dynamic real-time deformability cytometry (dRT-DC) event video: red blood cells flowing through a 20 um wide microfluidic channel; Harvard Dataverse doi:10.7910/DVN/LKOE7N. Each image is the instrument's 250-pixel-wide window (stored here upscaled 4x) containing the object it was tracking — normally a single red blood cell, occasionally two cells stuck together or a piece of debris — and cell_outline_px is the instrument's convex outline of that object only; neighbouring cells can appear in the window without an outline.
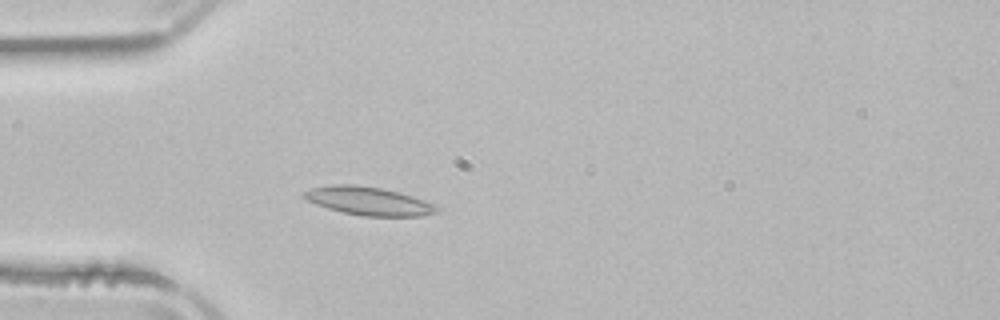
{"species": "common noctule bat (a hibernating species)", "species_latin": "Nyctalus noctula", "temperature_condition": "room temperature", "stored_images_in_passage": 51, "camera_frame_rate_fps": 3000, "um_per_image_px": 0.085, "animal": {"sex": "male", "body_mass_g": 21.5, "forearm_length_mm": 52.0}, "frame": {"image": 1, "passage_image": 14, "time_ms": 4.333, "image_size_px": [1000, 320], "cell_outline_px": [[440, 208], [436, 212], [420, 216], [364, 216], [344, 212], [328, 208], [316, 204], [300, 196], [304, 192], [312, 188], [332, 184], [356, 184], [380, 188], [400, 192], [412, 196], [432, 204]], "centroid_in_image_um": [31.3, 17.08], "position_along_channel_um": 53.7, "area_um2": 21.68}}
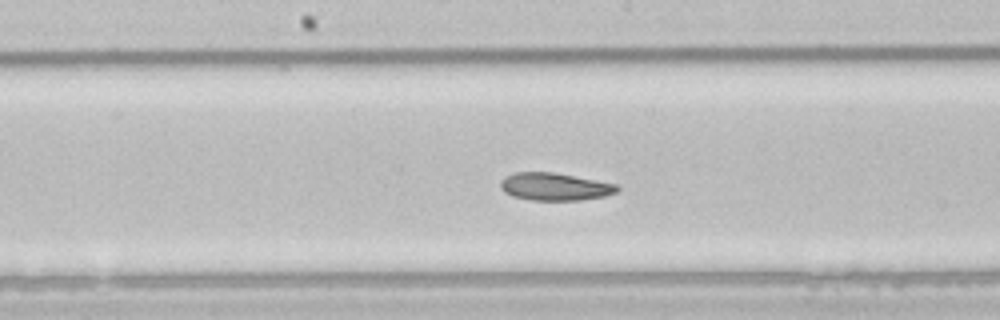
{"frame": {"image": 2, "passage_image": 26, "time_ms": 8.333, "image_size_px": [1000, 320], "cell_outline_px": [[620, 188], [616, 192], [604, 196], [580, 200], [532, 200], [512, 196], [504, 192], [500, 188], [500, 180], [504, 176], [516, 172], [552, 172], [616, 184]], "centroid_in_image_um": [47.1, 15.86], "position_along_channel_um": 201.1, "area_um2": 18.67}}
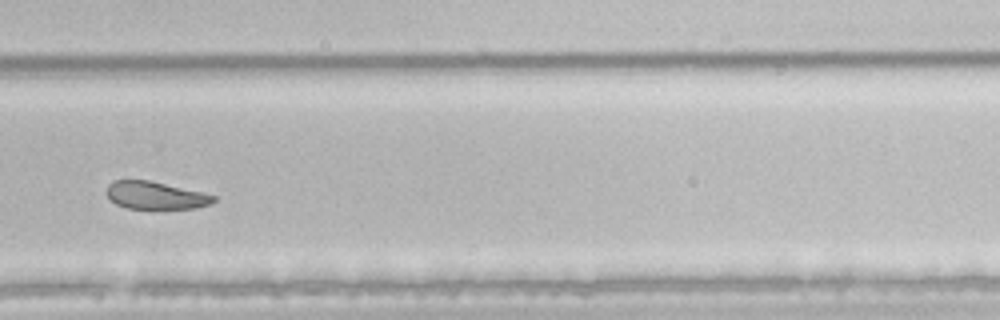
{"frame": {"image": 3, "passage_image": 35, "time_ms": 11.333, "image_size_px": [1000, 320], "cell_outline_px": [[216, 200], [212, 204], [192, 208], [128, 208], [116, 204], [104, 192], [108, 184], [112, 180], [148, 180], [200, 192], [216, 196]], "centroid_in_image_um": [13.17, 16.6], "position_along_channel_um": 316.6, "area_um2": 16.99}, "authors_computed_cell_mechanics": {"area_um2": 20.5768, "velocity_mm_per_s": 3.879, "shape_relaxation_time_tau1_ms": 9.4369, "shape_relaxation_time_tau2_ms": 4.4408, "deformation_change_tau1": 0.1782, "deformation_change_tau2": 0.0928}}